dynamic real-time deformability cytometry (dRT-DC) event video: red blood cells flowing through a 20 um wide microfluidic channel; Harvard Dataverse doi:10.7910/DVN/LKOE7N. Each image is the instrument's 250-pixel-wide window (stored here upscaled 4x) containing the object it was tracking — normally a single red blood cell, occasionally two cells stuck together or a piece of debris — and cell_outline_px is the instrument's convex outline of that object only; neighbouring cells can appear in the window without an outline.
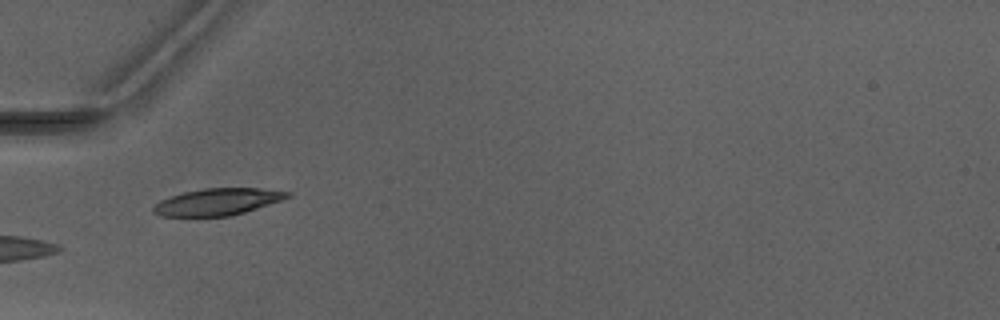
{"species": "Egyptian fruit bat (a non-hibernating species)", "species_latin": "Rousettus aegyptiacus", "temperature_condition": "warm", "stored_images_in_passage": 2, "camera_frame_rate_fps": 3000, "um_per_image_px": 0.085, "animal": {"sex": "male"}, "frame": {"image": 1, "passage_image": 1, "time_ms": 0.0, "image_size_px": [1000, 320], "cell_outline_px": [[292, 196], [244, 212], [228, 216], [160, 216], [152, 212], [152, 208], [160, 200], [184, 192], [204, 188], [256, 188], [292, 192]], "centroid_in_image_um": [18.47, 17.15], "position_along_channel_um": 66.5, "area_um2": 20.69}}